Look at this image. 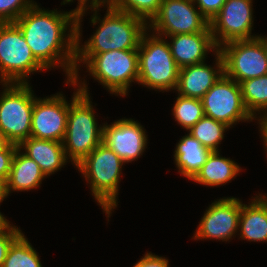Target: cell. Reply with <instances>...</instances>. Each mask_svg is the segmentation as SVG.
<instances>
[{
  "instance_id": "13",
  "label": "cell",
  "mask_w": 267,
  "mask_h": 267,
  "mask_svg": "<svg viewBox=\"0 0 267 267\" xmlns=\"http://www.w3.org/2000/svg\"><path fill=\"white\" fill-rule=\"evenodd\" d=\"M241 200L223 197L212 202L201 218L192 237L194 240L212 239L227 242L239 233Z\"/></svg>"
},
{
  "instance_id": "38",
  "label": "cell",
  "mask_w": 267,
  "mask_h": 267,
  "mask_svg": "<svg viewBox=\"0 0 267 267\" xmlns=\"http://www.w3.org/2000/svg\"><path fill=\"white\" fill-rule=\"evenodd\" d=\"M8 143V141L6 140V138L4 137L2 130L0 129V147L6 145Z\"/></svg>"
},
{
  "instance_id": "16",
  "label": "cell",
  "mask_w": 267,
  "mask_h": 267,
  "mask_svg": "<svg viewBox=\"0 0 267 267\" xmlns=\"http://www.w3.org/2000/svg\"><path fill=\"white\" fill-rule=\"evenodd\" d=\"M215 67L205 62L180 68L176 91L179 95L202 99L215 82L224 73L223 59L219 51L215 52Z\"/></svg>"
},
{
  "instance_id": "33",
  "label": "cell",
  "mask_w": 267,
  "mask_h": 267,
  "mask_svg": "<svg viewBox=\"0 0 267 267\" xmlns=\"http://www.w3.org/2000/svg\"><path fill=\"white\" fill-rule=\"evenodd\" d=\"M133 267H169V261L165 257L147 251Z\"/></svg>"
},
{
  "instance_id": "15",
  "label": "cell",
  "mask_w": 267,
  "mask_h": 267,
  "mask_svg": "<svg viewBox=\"0 0 267 267\" xmlns=\"http://www.w3.org/2000/svg\"><path fill=\"white\" fill-rule=\"evenodd\" d=\"M146 129L132 118H122L103 124L102 143L114 151L124 163H131L147 148Z\"/></svg>"
},
{
  "instance_id": "19",
  "label": "cell",
  "mask_w": 267,
  "mask_h": 267,
  "mask_svg": "<svg viewBox=\"0 0 267 267\" xmlns=\"http://www.w3.org/2000/svg\"><path fill=\"white\" fill-rule=\"evenodd\" d=\"M258 195L248 205L241 201L238 235L250 242H267V195Z\"/></svg>"
},
{
  "instance_id": "37",
  "label": "cell",
  "mask_w": 267,
  "mask_h": 267,
  "mask_svg": "<svg viewBox=\"0 0 267 267\" xmlns=\"http://www.w3.org/2000/svg\"><path fill=\"white\" fill-rule=\"evenodd\" d=\"M258 38L262 41L263 45H264V49L266 52V58H267V36H261L259 35Z\"/></svg>"
},
{
  "instance_id": "25",
  "label": "cell",
  "mask_w": 267,
  "mask_h": 267,
  "mask_svg": "<svg viewBox=\"0 0 267 267\" xmlns=\"http://www.w3.org/2000/svg\"><path fill=\"white\" fill-rule=\"evenodd\" d=\"M3 267H42L37 251L23 233L11 244Z\"/></svg>"
},
{
  "instance_id": "8",
  "label": "cell",
  "mask_w": 267,
  "mask_h": 267,
  "mask_svg": "<svg viewBox=\"0 0 267 267\" xmlns=\"http://www.w3.org/2000/svg\"><path fill=\"white\" fill-rule=\"evenodd\" d=\"M45 70L20 28L15 23H0V83H29V75Z\"/></svg>"
},
{
  "instance_id": "11",
  "label": "cell",
  "mask_w": 267,
  "mask_h": 267,
  "mask_svg": "<svg viewBox=\"0 0 267 267\" xmlns=\"http://www.w3.org/2000/svg\"><path fill=\"white\" fill-rule=\"evenodd\" d=\"M201 100L205 116L230 128L254 120L244 105L240 84L224 73Z\"/></svg>"
},
{
  "instance_id": "9",
  "label": "cell",
  "mask_w": 267,
  "mask_h": 267,
  "mask_svg": "<svg viewBox=\"0 0 267 267\" xmlns=\"http://www.w3.org/2000/svg\"><path fill=\"white\" fill-rule=\"evenodd\" d=\"M218 51L223 59L224 74L239 84L267 75L266 52L258 37L224 43Z\"/></svg>"
},
{
  "instance_id": "30",
  "label": "cell",
  "mask_w": 267,
  "mask_h": 267,
  "mask_svg": "<svg viewBox=\"0 0 267 267\" xmlns=\"http://www.w3.org/2000/svg\"><path fill=\"white\" fill-rule=\"evenodd\" d=\"M18 145L7 143L0 147V177L7 180Z\"/></svg>"
},
{
  "instance_id": "27",
  "label": "cell",
  "mask_w": 267,
  "mask_h": 267,
  "mask_svg": "<svg viewBox=\"0 0 267 267\" xmlns=\"http://www.w3.org/2000/svg\"><path fill=\"white\" fill-rule=\"evenodd\" d=\"M162 0H114L112 7L144 20L147 24L157 14Z\"/></svg>"
},
{
  "instance_id": "2",
  "label": "cell",
  "mask_w": 267,
  "mask_h": 267,
  "mask_svg": "<svg viewBox=\"0 0 267 267\" xmlns=\"http://www.w3.org/2000/svg\"><path fill=\"white\" fill-rule=\"evenodd\" d=\"M99 10H91L94 12L90 18L92 25H100L84 45L81 42V22L85 15H77L76 55H96L112 50L138 49L142 35L148 30L147 23L141 18L113 7L107 8L105 16L100 19Z\"/></svg>"
},
{
  "instance_id": "26",
  "label": "cell",
  "mask_w": 267,
  "mask_h": 267,
  "mask_svg": "<svg viewBox=\"0 0 267 267\" xmlns=\"http://www.w3.org/2000/svg\"><path fill=\"white\" fill-rule=\"evenodd\" d=\"M177 95L172 114L177 124L188 131L205 116L202 100Z\"/></svg>"
},
{
  "instance_id": "31",
  "label": "cell",
  "mask_w": 267,
  "mask_h": 267,
  "mask_svg": "<svg viewBox=\"0 0 267 267\" xmlns=\"http://www.w3.org/2000/svg\"><path fill=\"white\" fill-rule=\"evenodd\" d=\"M200 13L211 20L222 8L226 0H193Z\"/></svg>"
},
{
  "instance_id": "10",
  "label": "cell",
  "mask_w": 267,
  "mask_h": 267,
  "mask_svg": "<svg viewBox=\"0 0 267 267\" xmlns=\"http://www.w3.org/2000/svg\"><path fill=\"white\" fill-rule=\"evenodd\" d=\"M160 37L204 32L209 26L193 0H162L157 14L147 24Z\"/></svg>"
},
{
  "instance_id": "28",
  "label": "cell",
  "mask_w": 267,
  "mask_h": 267,
  "mask_svg": "<svg viewBox=\"0 0 267 267\" xmlns=\"http://www.w3.org/2000/svg\"><path fill=\"white\" fill-rule=\"evenodd\" d=\"M35 3L33 0H0V23H14Z\"/></svg>"
},
{
  "instance_id": "12",
  "label": "cell",
  "mask_w": 267,
  "mask_h": 267,
  "mask_svg": "<svg viewBox=\"0 0 267 267\" xmlns=\"http://www.w3.org/2000/svg\"><path fill=\"white\" fill-rule=\"evenodd\" d=\"M253 0H226L221 10L210 20V30L215 45L234 40L257 38L251 35L253 20Z\"/></svg>"
},
{
  "instance_id": "34",
  "label": "cell",
  "mask_w": 267,
  "mask_h": 267,
  "mask_svg": "<svg viewBox=\"0 0 267 267\" xmlns=\"http://www.w3.org/2000/svg\"><path fill=\"white\" fill-rule=\"evenodd\" d=\"M258 119H254V120H258L259 123V131L261 132V137H263V145H264V149H266V154H267V112L261 114L260 116L256 117Z\"/></svg>"
},
{
  "instance_id": "32",
  "label": "cell",
  "mask_w": 267,
  "mask_h": 267,
  "mask_svg": "<svg viewBox=\"0 0 267 267\" xmlns=\"http://www.w3.org/2000/svg\"><path fill=\"white\" fill-rule=\"evenodd\" d=\"M73 0H63L61 2V5H65L67 3H71ZM114 0H78V5L75 9L72 11L78 15V14H86L87 9L92 10V9H100V7L106 5V8H110L113 5ZM90 3V5H89ZM90 7V8H89Z\"/></svg>"
},
{
  "instance_id": "29",
  "label": "cell",
  "mask_w": 267,
  "mask_h": 267,
  "mask_svg": "<svg viewBox=\"0 0 267 267\" xmlns=\"http://www.w3.org/2000/svg\"><path fill=\"white\" fill-rule=\"evenodd\" d=\"M22 233L23 232L17 226L12 223L10 224V222L0 230V267H3L11 244Z\"/></svg>"
},
{
  "instance_id": "20",
  "label": "cell",
  "mask_w": 267,
  "mask_h": 267,
  "mask_svg": "<svg viewBox=\"0 0 267 267\" xmlns=\"http://www.w3.org/2000/svg\"><path fill=\"white\" fill-rule=\"evenodd\" d=\"M44 178L46 176L39 165L17 149L6 180L8 195L13 191H30L39 186L41 187Z\"/></svg>"
},
{
  "instance_id": "22",
  "label": "cell",
  "mask_w": 267,
  "mask_h": 267,
  "mask_svg": "<svg viewBox=\"0 0 267 267\" xmlns=\"http://www.w3.org/2000/svg\"><path fill=\"white\" fill-rule=\"evenodd\" d=\"M241 170L234 160L222 157L220 151H212L191 181L210 187L222 186L234 179Z\"/></svg>"
},
{
  "instance_id": "4",
  "label": "cell",
  "mask_w": 267,
  "mask_h": 267,
  "mask_svg": "<svg viewBox=\"0 0 267 267\" xmlns=\"http://www.w3.org/2000/svg\"><path fill=\"white\" fill-rule=\"evenodd\" d=\"M81 64H86V72L112 95L126 96L132 82L138 83V49L76 55L75 74L79 73Z\"/></svg>"
},
{
  "instance_id": "6",
  "label": "cell",
  "mask_w": 267,
  "mask_h": 267,
  "mask_svg": "<svg viewBox=\"0 0 267 267\" xmlns=\"http://www.w3.org/2000/svg\"><path fill=\"white\" fill-rule=\"evenodd\" d=\"M148 32L142 35L138 47V84L160 92L176 90L180 68L168 41Z\"/></svg>"
},
{
  "instance_id": "1",
  "label": "cell",
  "mask_w": 267,
  "mask_h": 267,
  "mask_svg": "<svg viewBox=\"0 0 267 267\" xmlns=\"http://www.w3.org/2000/svg\"><path fill=\"white\" fill-rule=\"evenodd\" d=\"M76 19L72 10H45L35 3L14 22L34 57L47 70L61 67L67 81L75 74Z\"/></svg>"
},
{
  "instance_id": "14",
  "label": "cell",
  "mask_w": 267,
  "mask_h": 267,
  "mask_svg": "<svg viewBox=\"0 0 267 267\" xmlns=\"http://www.w3.org/2000/svg\"><path fill=\"white\" fill-rule=\"evenodd\" d=\"M56 94L35 99L30 137L63 142L69 102L60 92Z\"/></svg>"
},
{
  "instance_id": "21",
  "label": "cell",
  "mask_w": 267,
  "mask_h": 267,
  "mask_svg": "<svg viewBox=\"0 0 267 267\" xmlns=\"http://www.w3.org/2000/svg\"><path fill=\"white\" fill-rule=\"evenodd\" d=\"M174 162L179 174L191 180L206 162L212 152L204 147L190 133L176 143Z\"/></svg>"
},
{
  "instance_id": "18",
  "label": "cell",
  "mask_w": 267,
  "mask_h": 267,
  "mask_svg": "<svg viewBox=\"0 0 267 267\" xmlns=\"http://www.w3.org/2000/svg\"><path fill=\"white\" fill-rule=\"evenodd\" d=\"M19 150L34 160L46 177L66 165L68 159L60 141L29 137L18 145Z\"/></svg>"
},
{
  "instance_id": "24",
  "label": "cell",
  "mask_w": 267,
  "mask_h": 267,
  "mask_svg": "<svg viewBox=\"0 0 267 267\" xmlns=\"http://www.w3.org/2000/svg\"><path fill=\"white\" fill-rule=\"evenodd\" d=\"M230 127L213 118L202 117L188 132L204 147L211 151H219V144L224 139V133Z\"/></svg>"
},
{
  "instance_id": "35",
  "label": "cell",
  "mask_w": 267,
  "mask_h": 267,
  "mask_svg": "<svg viewBox=\"0 0 267 267\" xmlns=\"http://www.w3.org/2000/svg\"><path fill=\"white\" fill-rule=\"evenodd\" d=\"M8 196L6 179L0 177V203Z\"/></svg>"
},
{
  "instance_id": "3",
  "label": "cell",
  "mask_w": 267,
  "mask_h": 267,
  "mask_svg": "<svg viewBox=\"0 0 267 267\" xmlns=\"http://www.w3.org/2000/svg\"><path fill=\"white\" fill-rule=\"evenodd\" d=\"M79 79V75L74 74L73 80H66L67 84L78 87L74 89L69 103L66 133L62 142L66 157L68 160L70 158L73 166L79 164L101 144L103 136V124L99 125L95 118L87 82L85 79Z\"/></svg>"
},
{
  "instance_id": "23",
  "label": "cell",
  "mask_w": 267,
  "mask_h": 267,
  "mask_svg": "<svg viewBox=\"0 0 267 267\" xmlns=\"http://www.w3.org/2000/svg\"><path fill=\"white\" fill-rule=\"evenodd\" d=\"M240 87L244 105L254 119L267 112V75L242 81Z\"/></svg>"
},
{
  "instance_id": "5",
  "label": "cell",
  "mask_w": 267,
  "mask_h": 267,
  "mask_svg": "<svg viewBox=\"0 0 267 267\" xmlns=\"http://www.w3.org/2000/svg\"><path fill=\"white\" fill-rule=\"evenodd\" d=\"M124 164L114 151L101 143L75 167L85 177L92 196L107 218H110L118 204L117 195Z\"/></svg>"
},
{
  "instance_id": "36",
  "label": "cell",
  "mask_w": 267,
  "mask_h": 267,
  "mask_svg": "<svg viewBox=\"0 0 267 267\" xmlns=\"http://www.w3.org/2000/svg\"><path fill=\"white\" fill-rule=\"evenodd\" d=\"M9 221L4 217V215L0 212V230L3 229Z\"/></svg>"
},
{
  "instance_id": "17",
  "label": "cell",
  "mask_w": 267,
  "mask_h": 267,
  "mask_svg": "<svg viewBox=\"0 0 267 267\" xmlns=\"http://www.w3.org/2000/svg\"><path fill=\"white\" fill-rule=\"evenodd\" d=\"M168 37L171 40L168 42L171 54L179 68L205 62L208 52L218 51L210 26L204 32L166 36Z\"/></svg>"
},
{
  "instance_id": "7",
  "label": "cell",
  "mask_w": 267,
  "mask_h": 267,
  "mask_svg": "<svg viewBox=\"0 0 267 267\" xmlns=\"http://www.w3.org/2000/svg\"><path fill=\"white\" fill-rule=\"evenodd\" d=\"M0 129L9 143L19 145L31 133L35 99L29 83H2Z\"/></svg>"
}]
</instances>
